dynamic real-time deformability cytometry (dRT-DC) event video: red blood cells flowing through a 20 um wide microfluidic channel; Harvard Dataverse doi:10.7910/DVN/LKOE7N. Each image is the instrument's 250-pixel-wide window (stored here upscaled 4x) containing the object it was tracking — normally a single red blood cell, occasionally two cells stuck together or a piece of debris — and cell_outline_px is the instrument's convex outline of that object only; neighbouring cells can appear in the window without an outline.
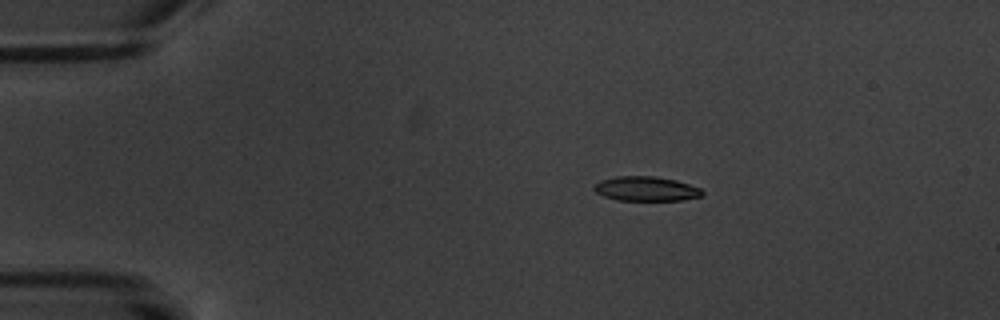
{"species": "common noctule bat (a hibernating species)", "species_latin": "Nyctalus noctula", "temperature_condition": "warm", "stored_images_in_passage": 8, "camera_frame_rate_fps": 3000, "um_per_image_px": 0.085, "animal": {"sex": "male", "body_mass_g": 20.1, "forearm_length_mm": 53.5}, "frame": {"image": 1, "passage_image": 4, "time_ms": 3.667, "image_size_px": [1000, 320], "cell_outline_px": [[704, 196], [684, 200], [616, 200], [604, 196], [596, 192], [592, 188], [600, 180], [616, 176], [656, 176], [676, 180], [700, 188], [704, 192]], "centroid_in_image_um": [54.93, 16.04], "position_along_channel_um": 30.1, "area_um2": 15.55}}
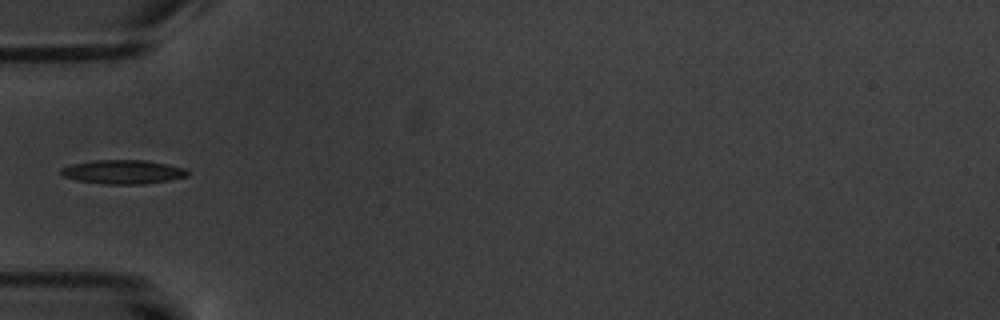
{"frame": {"image": 2, "passage_image": 6, "time_ms": 6.667, "image_size_px": [1000, 320], "cell_outline_px": [[188, 176], [168, 180], [144, 184], [108, 184], [76, 180], [60, 176], [60, 168], [72, 164], [92, 160], [148, 160], [184, 168], [188, 172]], "centroid_in_image_um": [10.41, 14.61], "position_along_channel_um": 74.6, "area_um2": 17.69}}